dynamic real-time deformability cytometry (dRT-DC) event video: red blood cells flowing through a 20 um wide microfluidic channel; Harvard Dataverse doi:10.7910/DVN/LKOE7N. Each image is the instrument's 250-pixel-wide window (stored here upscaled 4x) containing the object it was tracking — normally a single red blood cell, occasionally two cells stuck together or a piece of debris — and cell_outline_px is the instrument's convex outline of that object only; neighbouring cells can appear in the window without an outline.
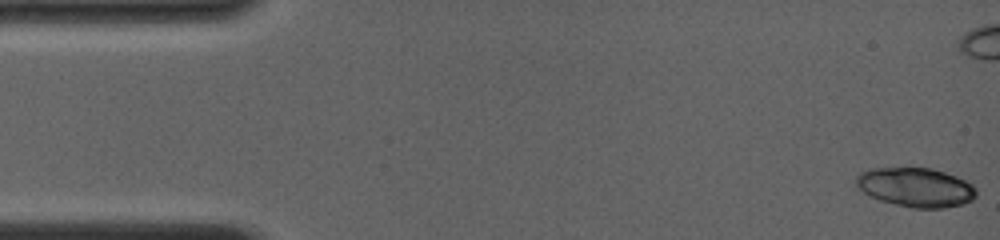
{"species": "common noctule bat (a hibernating species)", "species_latin": "Nyctalus noctula", "temperature_condition": "room temperature", "stored_images_in_passage": 7, "camera_frame_rate_fps": 4000, "um_per_image_px": 0.085, "animal": {"sex": "female", "body_mass_g": 19.0, "forearm_length_mm": 56.7}, "frame": {"image": 1, "passage_image": 1, "time_ms": 0.0, "image_size_px": [1000, 240], "cell_outline_px": [[976, 196], [972, 200], [964, 204], [944, 208], [912, 208], [880, 200], [864, 192], [856, 184], [856, 176], [860, 172], [868, 168], [932, 168], [956, 176], [972, 184], [976, 188]], "centroid_in_image_um": [77.86, 15.92], "position_along_channel_um": 7.1, "area_um2": 27.4}}
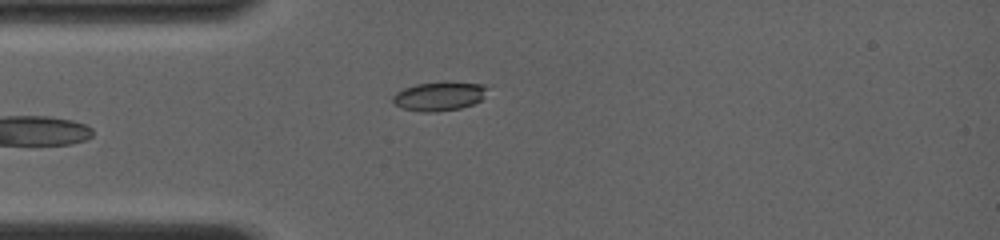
{"frame": {"image": 2, "passage_image": 7, "time_ms": 5.0, "image_size_px": [1000, 240], "cell_outline_px": [[488, 88], [480, 100], [472, 104], [460, 108], [436, 112], [424, 112], [400, 108], [392, 100], [392, 96], [396, 92], [404, 88], [416, 84], [484, 84]], "centroid_in_image_um": [37.27, 8.22], "position_along_channel_um": 47.7, "area_um2": 15.26}}